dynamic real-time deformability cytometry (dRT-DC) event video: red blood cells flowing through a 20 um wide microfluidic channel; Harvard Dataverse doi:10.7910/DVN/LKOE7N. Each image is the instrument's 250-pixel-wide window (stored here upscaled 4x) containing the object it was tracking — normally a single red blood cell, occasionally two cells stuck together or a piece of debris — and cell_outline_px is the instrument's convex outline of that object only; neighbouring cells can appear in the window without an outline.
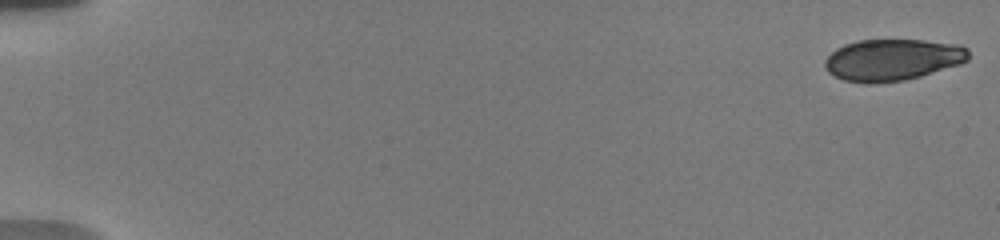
{"species": "human", "species_latin": "Homo sapiens", "temperature_condition": "warm", "stored_images_in_passage": 9, "camera_frame_rate_fps": 3000, "um_per_image_px": 0.085, "donor": {"sex": "male"}, "frame": {"image": 1, "passage_image": 1, "time_ms": 0.0, "image_size_px": [1000, 240], "cell_outline_px": [[968, 60], [960, 64], [920, 76], [904, 80], [844, 80], [828, 72], [824, 64], [824, 60], [836, 48], [844, 44], [856, 40], [924, 40], [960, 44], [968, 48]], "centroid_in_image_um": [75.9, 5.02], "position_along_channel_um": 9.1, "area_um2": 34.04}}
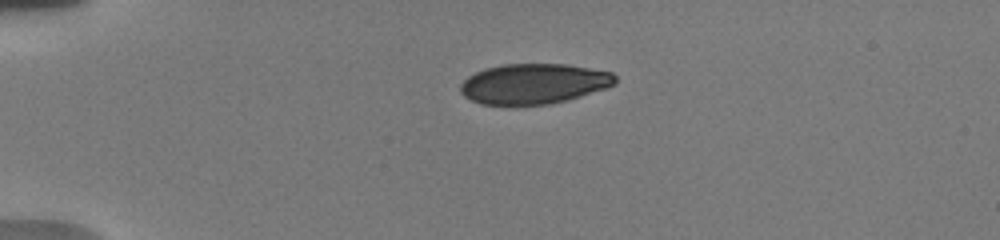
{"frame": {"image": 2, "passage_image": 7, "time_ms": 4.333, "image_size_px": [1000, 240], "cell_outline_px": [[616, 84], [580, 96], [548, 104], [516, 108], [512, 108], [480, 104], [464, 96], [460, 92], [460, 84], [468, 76], [484, 68], [504, 64], [568, 64], [612, 72], [616, 76]], "centroid_in_image_um": [45.31, 7.15], "position_along_channel_um": 39.7, "area_um2": 37.11}}